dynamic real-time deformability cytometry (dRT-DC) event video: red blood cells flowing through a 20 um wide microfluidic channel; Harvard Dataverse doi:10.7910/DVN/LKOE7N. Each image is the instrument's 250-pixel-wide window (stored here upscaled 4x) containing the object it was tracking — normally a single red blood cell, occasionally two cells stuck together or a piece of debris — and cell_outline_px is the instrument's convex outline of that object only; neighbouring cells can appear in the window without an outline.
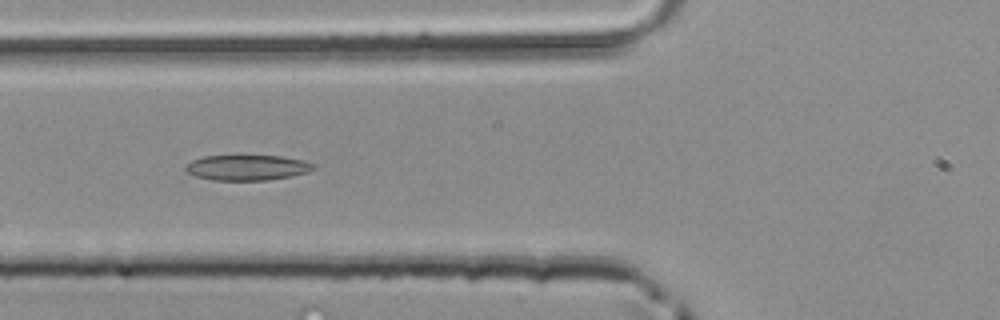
{"species": "common noctule bat (a hibernating species)", "species_latin": "Nyctalus noctula", "temperature_condition": "room temperature", "stored_images_in_passage": 36, "camera_frame_rate_fps": 3000, "um_per_image_px": 0.085, "animal": {"sex": "male", "body_mass_g": 20.4}, "frame": {"image": 1, "passage_image": 13, "time_ms": 4.0, "image_size_px": [1000, 320], "cell_outline_px": [[316, 168], [308, 172], [292, 176], [268, 180], [212, 180], [196, 176], [188, 172], [184, 168], [192, 160], [204, 156], [280, 156], [304, 160], [316, 164]], "centroid_in_image_um": [21.06, 14.25], "position_along_channel_um": 104.7, "area_um2": 18.9}}
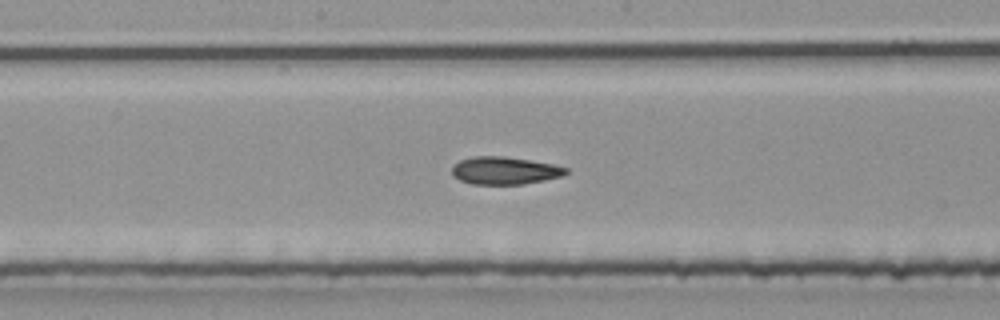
{"frame": {"image": 2, "passage_image": 20, "time_ms": 6.333, "image_size_px": [1000, 320], "cell_outline_px": [[568, 172], [564, 176], [524, 184], [472, 184], [460, 180], [452, 176], [452, 164], [460, 160], [476, 156], [504, 156], [552, 164], [568, 168]], "centroid_in_image_um": [42.88, 14.5], "position_along_channel_um": 205.3, "area_um2": 18.38}}
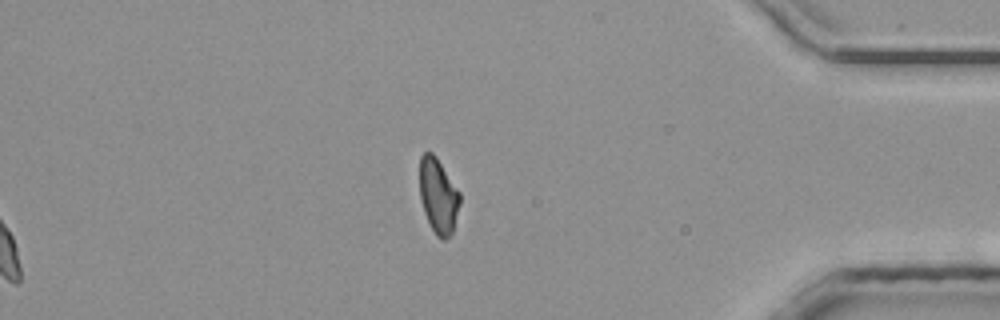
{"frame": {"image": 3, "passage_image": 36, "time_ms": 11.667, "image_size_px": [1000, 320], "cell_outline_px": [[460, 204], [452, 236], [444, 240], [440, 240], [436, 236], [424, 212], [420, 196], [420, 156], [424, 152], [432, 152], [436, 156], [460, 192]], "centroid_in_image_um": [37.27, 16.67], "position_along_channel_um": 397.9, "area_um2": 17.74}}